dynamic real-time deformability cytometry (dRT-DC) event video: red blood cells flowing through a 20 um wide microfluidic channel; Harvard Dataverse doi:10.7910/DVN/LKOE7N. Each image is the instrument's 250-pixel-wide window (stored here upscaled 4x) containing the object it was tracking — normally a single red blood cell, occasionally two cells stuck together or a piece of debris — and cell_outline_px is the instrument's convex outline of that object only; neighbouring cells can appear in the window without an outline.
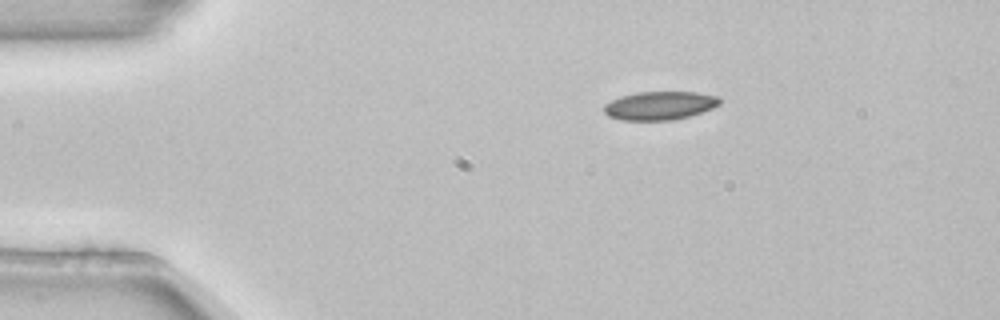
{"species": "common noctule bat (a hibernating species)", "species_latin": "Nyctalus noctula", "temperature_condition": "room temperature", "stored_images_in_passage": 4, "camera_frame_rate_fps": 3000, "um_per_image_px": 0.085, "animal": {"sex": "female", "body_mass_g": 22.7, "forearm_length_mm": 54.2}, "frame": {"image": 1, "passage_image": 1, "time_ms": 0.0, "image_size_px": [1000, 320], "cell_outline_px": [[720, 104], [712, 108], [688, 116], [672, 120], [620, 120], [608, 116], [604, 112], [604, 104], [620, 96], [636, 92], [696, 92], [716, 96], [720, 100]], "centroid_in_image_um": [56.03, 8.97], "position_along_channel_um": 29.0, "area_um2": 19.07}}
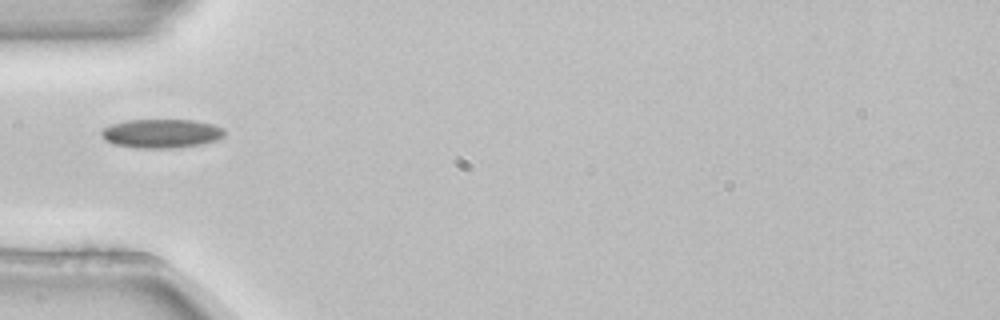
{"frame": {"image": 2, "passage_image": 3, "time_ms": 0.667, "image_size_px": [1000, 320], "cell_outline_px": [[224, 136], [216, 140], [204, 144], [176, 148], [136, 148], [112, 144], [104, 140], [100, 136], [100, 132], [104, 128], [112, 124], [128, 120], [192, 120], [212, 124], [224, 128]], "centroid_in_image_um": [13.7, 11.36], "position_along_channel_um": 71.3, "area_um2": 20.92}}